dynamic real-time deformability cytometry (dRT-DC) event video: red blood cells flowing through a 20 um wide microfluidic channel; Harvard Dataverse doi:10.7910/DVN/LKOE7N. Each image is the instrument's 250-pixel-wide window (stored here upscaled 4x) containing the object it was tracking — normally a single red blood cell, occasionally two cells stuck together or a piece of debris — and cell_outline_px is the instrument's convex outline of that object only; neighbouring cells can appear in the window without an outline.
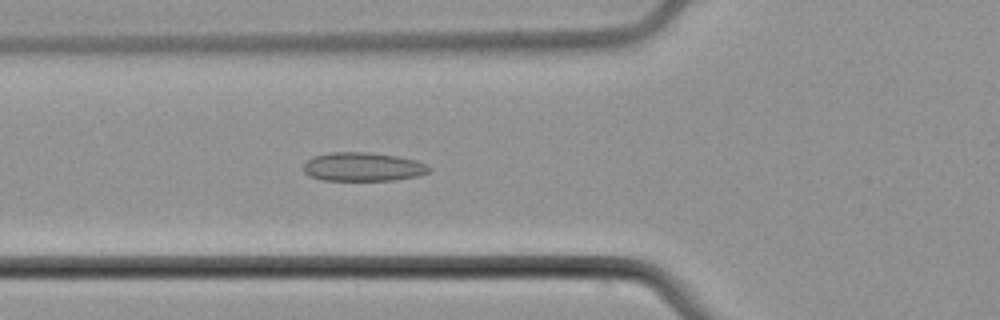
{"species": "common noctule bat (a hibernating species)", "species_latin": "Nyctalus noctula", "temperature_condition": "cold", "stored_images_in_passage": 4, "camera_frame_rate_fps": 3000, "um_per_image_px": 0.085, "animal": {"sex": "male", "body_mass_g": 21.5, "forearm_length_mm": 52.0}, "frame": {"image": 1, "passage_image": 4, "time_ms": 3.333, "image_size_px": [1000, 320], "cell_outline_px": [[432, 168], [428, 172], [416, 176], [396, 180], [324, 180], [308, 176], [304, 172], [304, 164], [312, 156], [328, 152], [368, 152], [396, 156], [416, 160]], "centroid_in_image_um": [30.81, 14.17], "position_along_channel_um": 95.0, "area_um2": 21.04}}